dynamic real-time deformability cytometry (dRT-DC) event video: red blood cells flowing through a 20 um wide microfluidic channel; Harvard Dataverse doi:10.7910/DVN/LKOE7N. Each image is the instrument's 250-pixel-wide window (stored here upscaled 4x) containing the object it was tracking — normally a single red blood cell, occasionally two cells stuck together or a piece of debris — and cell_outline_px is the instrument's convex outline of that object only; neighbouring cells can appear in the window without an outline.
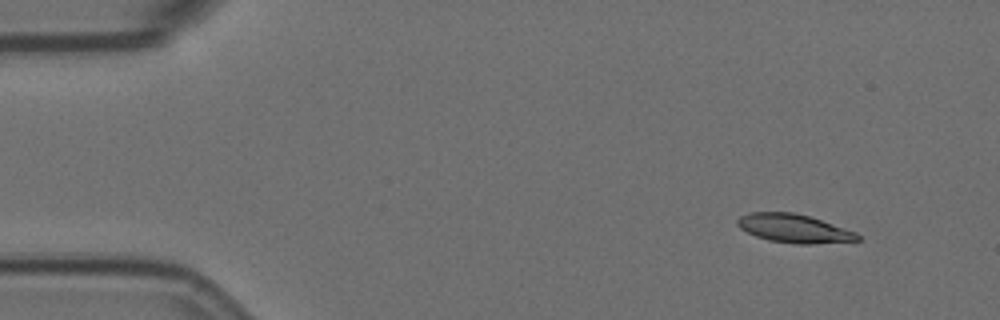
{"species": "Egyptian fruit bat (a non-hibernating species)", "species_latin": "Rousettus aegyptiacus", "temperature_condition": "room temperature", "stored_images_in_passage": 5, "camera_frame_rate_fps": 3000, "um_per_image_px": 0.085, "animal": {"sex": "female"}, "frame": {"image": 1, "passage_image": 1, "time_ms": 0.0, "image_size_px": [1000, 320], "cell_outline_px": [[860, 240], [812, 244], [792, 244], [768, 240], [756, 236], [740, 228], [736, 224], [736, 220], [740, 216], [748, 212], [792, 212], [808, 216], [856, 232], [860, 236]], "centroid_in_image_um": [67.45, 19.42], "position_along_channel_um": 17.6, "area_um2": 19.88}}